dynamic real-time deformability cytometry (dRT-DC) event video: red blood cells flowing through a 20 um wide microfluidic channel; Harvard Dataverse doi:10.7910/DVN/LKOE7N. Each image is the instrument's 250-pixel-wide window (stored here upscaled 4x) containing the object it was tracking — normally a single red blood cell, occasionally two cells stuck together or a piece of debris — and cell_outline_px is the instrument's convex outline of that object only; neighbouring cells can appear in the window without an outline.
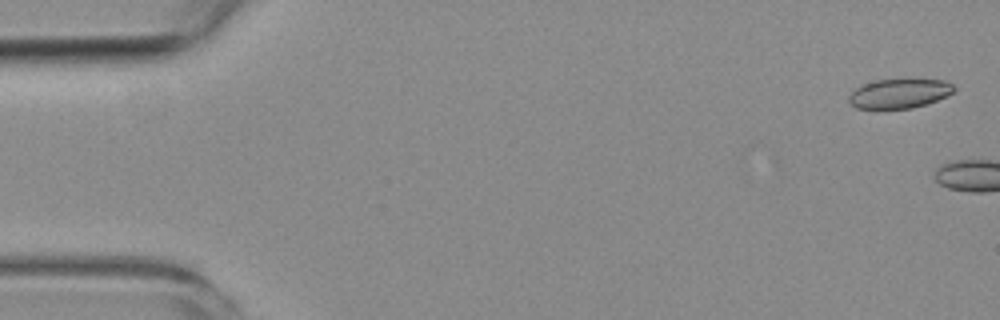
{"species": "common noctule bat (a hibernating species)", "species_latin": "Nyctalus noctula", "temperature_condition": "room temperature", "stored_images_in_passage": 2, "camera_frame_rate_fps": 3000, "um_per_image_px": 0.085, "animal": {"sex": "female", "body_mass_g": 19.3, "forearm_length_mm": 54.1}, "frame": {"image": 1, "passage_image": 1, "time_ms": 0.0, "image_size_px": [1000, 320], "cell_outline_px": [[956, 88], [952, 92], [936, 100], [912, 108], [856, 108], [848, 100], [848, 96], [856, 88], [864, 84], [876, 80], [944, 80], [952, 84]], "centroid_in_image_um": [76.42, 7.95], "position_along_channel_um": 8.6, "area_um2": 17.51}}